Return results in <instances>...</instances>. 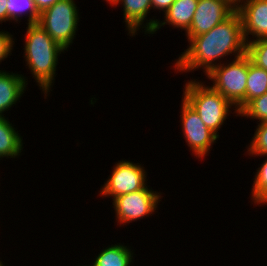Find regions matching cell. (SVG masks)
Wrapping results in <instances>:
<instances>
[{"instance_id":"9","label":"cell","mask_w":267,"mask_h":266,"mask_svg":"<svg viewBox=\"0 0 267 266\" xmlns=\"http://www.w3.org/2000/svg\"><path fill=\"white\" fill-rule=\"evenodd\" d=\"M236 6L230 0H198V5L186 37H194L210 31L228 18Z\"/></svg>"},{"instance_id":"16","label":"cell","mask_w":267,"mask_h":266,"mask_svg":"<svg viewBox=\"0 0 267 266\" xmlns=\"http://www.w3.org/2000/svg\"><path fill=\"white\" fill-rule=\"evenodd\" d=\"M25 16L26 24H35L39 22L40 12L33 0H8L7 3V21L20 23Z\"/></svg>"},{"instance_id":"17","label":"cell","mask_w":267,"mask_h":266,"mask_svg":"<svg viewBox=\"0 0 267 266\" xmlns=\"http://www.w3.org/2000/svg\"><path fill=\"white\" fill-rule=\"evenodd\" d=\"M265 93H267V70L257 67L248 56L246 104Z\"/></svg>"},{"instance_id":"11","label":"cell","mask_w":267,"mask_h":266,"mask_svg":"<svg viewBox=\"0 0 267 266\" xmlns=\"http://www.w3.org/2000/svg\"><path fill=\"white\" fill-rule=\"evenodd\" d=\"M120 4L123 8L122 15L126 24V31H128L127 35L132 38L138 35L140 29L145 35L154 30L159 19H155L153 16L151 19L147 18L150 10H152L151 0H114L110 6L116 8Z\"/></svg>"},{"instance_id":"4","label":"cell","mask_w":267,"mask_h":266,"mask_svg":"<svg viewBox=\"0 0 267 266\" xmlns=\"http://www.w3.org/2000/svg\"><path fill=\"white\" fill-rule=\"evenodd\" d=\"M225 61L212 68L205 76L211 87L221 93L239 112L246 105L248 55Z\"/></svg>"},{"instance_id":"3","label":"cell","mask_w":267,"mask_h":266,"mask_svg":"<svg viewBox=\"0 0 267 266\" xmlns=\"http://www.w3.org/2000/svg\"><path fill=\"white\" fill-rule=\"evenodd\" d=\"M183 87L182 98L199 114L203 123L218 138L220 137L218 131L225 124L229 114L233 113L235 114L233 116L238 117L237 109L221 93L207 86L205 81L192 78Z\"/></svg>"},{"instance_id":"14","label":"cell","mask_w":267,"mask_h":266,"mask_svg":"<svg viewBox=\"0 0 267 266\" xmlns=\"http://www.w3.org/2000/svg\"><path fill=\"white\" fill-rule=\"evenodd\" d=\"M14 126L8 117H0V161L2 158L21 157L24 148L23 137Z\"/></svg>"},{"instance_id":"28","label":"cell","mask_w":267,"mask_h":266,"mask_svg":"<svg viewBox=\"0 0 267 266\" xmlns=\"http://www.w3.org/2000/svg\"><path fill=\"white\" fill-rule=\"evenodd\" d=\"M0 266H5L1 260H0Z\"/></svg>"},{"instance_id":"27","label":"cell","mask_w":267,"mask_h":266,"mask_svg":"<svg viewBox=\"0 0 267 266\" xmlns=\"http://www.w3.org/2000/svg\"><path fill=\"white\" fill-rule=\"evenodd\" d=\"M106 1L109 5H111V3L114 1V0H104Z\"/></svg>"},{"instance_id":"2","label":"cell","mask_w":267,"mask_h":266,"mask_svg":"<svg viewBox=\"0 0 267 266\" xmlns=\"http://www.w3.org/2000/svg\"><path fill=\"white\" fill-rule=\"evenodd\" d=\"M24 35V55L25 63L35 79L37 86L44 94V99L53 90L56 69L58 68V58L60 54L66 53L65 49L56 43L52 37L40 26V24H27Z\"/></svg>"},{"instance_id":"19","label":"cell","mask_w":267,"mask_h":266,"mask_svg":"<svg viewBox=\"0 0 267 266\" xmlns=\"http://www.w3.org/2000/svg\"><path fill=\"white\" fill-rule=\"evenodd\" d=\"M238 116L257 120V123L267 121V93L249 101L239 111Z\"/></svg>"},{"instance_id":"24","label":"cell","mask_w":267,"mask_h":266,"mask_svg":"<svg viewBox=\"0 0 267 266\" xmlns=\"http://www.w3.org/2000/svg\"><path fill=\"white\" fill-rule=\"evenodd\" d=\"M33 1L35 2L38 11L41 13L42 11L51 7L60 0H33Z\"/></svg>"},{"instance_id":"23","label":"cell","mask_w":267,"mask_h":266,"mask_svg":"<svg viewBox=\"0 0 267 266\" xmlns=\"http://www.w3.org/2000/svg\"><path fill=\"white\" fill-rule=\"evenodd\" d=\"M175 0H151V7L153 10L164 13L170 8Z\"/></svg>"},{"instance_id":"6","label":"cell","mask_w":267,"mask_h":266,"mask_svg":"<svg viewBox=\"0 0 267 266\" xmlns=\"http://www.w3.org/2000/svg\"><path fill=\"white\" fill-rule=\"evenodd\" d=\"M149 186L147 185L137 192L123 194L112 200L117 225L123 226L126 223L129 225L157 212L163 196L161 192L154 191Z\"/></svg>"},{"instance_id":"15","label":"cell","mask_w":267,"mask_h":266,"mask_svg":"<svg viewBox=\"0 0 267 266\" xmlns=\"http://www.w3.org/2000/svg\"><path fill=\"white\" fill-rule=\"evenodd\" d=\"M131 247L124 243L108 245L103 248L98 255L91 261L92 266H132L134 264V254Z\"/></svg>"},{"instance_id":"22","label":"cell","mask_w":267,"mask_h":266,"mask_svg":"<svg viewBox=\"0 0 267 266\" xmlns=\"http://www.w3.org/2000/svg\"><path fill=\"white\" fill-rule=\"evenodd\" d=\"M8 31H0V64L5 61L8 56H11L15 44V38Z\"/></svg>"},{"instance_id":"20","label":"cell","mask_w":267,"mask_h":266,"mask_svg":"<svg viewBox=\"0 0 267 266\" xmlns=\"http://www.w3.org/2000/svg\"><path fill=\"white\" fill-rule=\"evenodd\" d=\"M257 124L250 144L246 148L248 156L258 157L267 155V121Z\"/></svg>"},{"instance_id":"1","label":"cell","mask_w":267,"mask_h":266,"mask_svg":"<svg viewBox=\"0 0 267 266\" xmlns=\"http://www.w3.org/2000/svg\"><path fill=\"white\" fill-rule=\"evenodd\" d=\"M186 39L188 48L174 61L173 70L176 73L203 69L206 75L212 68L222 64L224 59L227 60L229 55L235 59L246 54L247 44L237 10L210 31Z\"/></svg>"},{"instance_id":"21","label":"cell","mask_w":267,"mask_h":266,"mask_svg":"<svg viewBox=\"0 0 267 266\" xmlns=\"http://www.w3.org/2000/svg\"><path fill=\"white\" fill-rule=\"evenodd\" d=\"M246 54L257 67L267 70V38L247 43Z\"/></svg>"},{"instance_id":"29","label":"cell","mask_w":267,"mask_h":266,"mask_svg":"<svg viewBox=\"0 0 267 266\" xmlns=\"http://www.w3.org/2000/svg\"><path fill=\"white\" fill-rule=\"evenodd\" d=\"M78 266H81V265H78ZM82 266H92V265H91V263H90V265H89V264H88V265H87V264H86V265H83V264H82Z\"/></svg>"},{"instance_id":"10","label":"cell","mask_w":267,"mask_h":266,"mask_svg":"<svg viewBox=\"0 0 267 266\" xmlns=\"http://www.w3.org/2000/svg\"><path fill=\"white\" fill-rule=\"evenodd\" d=\"M236 10L241 17L246 44L267 38V0H243Z\"/></svg>"},{"instance_id":"26","label":"cell","mask_w":267,"mask_h":266,"mask_svg":"<svg viewBox=\"0 0 267 266\" xmlns=\"http://www.w3.org/2000/svg\"><path fill=\"white\" fill-rule=\"evenodd\" d=\"M235 6H237L243 0H230Z\"/></svg>"},{"instance_id":"7","label":"cell","mask_w":267,"mask_h":266,"mask_svg":"<svg viewBox=\"0 0 267 266\" xmlns=\"http://www.w3.org/2000/svg\"><path fill=\"white\" fill-rule=\"evenodd\" d=\"M112 168L110 176L101 185L98 196L102 198L110 197L113 200L123 194L140 191L148 185V173L142 163L122 159Z\"/></svg>"},{"instance_id":"5","label":"cell","mask_w":267,"mask_h":266,"mask_svg":"<svg viewBox=\"0 0 267 266\" xmlns=\"http://www.w3.org/2000/svg\"><path fill=\"white\" fill-rule=\"evenodd\" d=\"M75 0H60L40 13L38 24L68 51L76 38L80 15Z\"/></svg>"},{"instance_id":"18","label":"cell","mask_w":267,"mask_h":266,"mask_svg":"<svg viewBox=\"0 0 267 266\" xmlns=\"http://www.w3.org/2000/svg\"><path fill=\"white\" fill-rule=\"evenodd\" d=\"M259 157L266 158L256 170L250 198L256 206H264L267 205V155Z\"/></svg>"},{"instance_id":"13","label":"cell","mask_w":267,"mask_h":266,"mask_svg":"<svg viewBox=\"0 0 267 266\" xmlns=\"http://www.w3.org/2000/svg\"><path fill=\"white\" fill-rule=\"evenodd\" d=\"M197 5L198 0H175L170 8L163 13L165 19L162 21L159 19L154 30L148 36L156 34L164 25H172V29L179 28L178 30L182 29L186 32L190 28Z\"/></svg>"},{"instance_id":"25","label":"cell","mask_w":267,"mask_h":266,"mask_svg":"<svg viewBox=\"0 0 267 266\" xmlns=\"http://www.w3.org/2000/svg\"><path fill=\"white\" fill-rule=\"evenodd\" d=\"M7 3L8 0H0V24L7 21Z\"/></svg>"},{"instance_id":"12","label":"cell","mask_w":267,"mask_h":266,"mask_svg":"<svg viewBox=\"0 0 267 266\" xmlns=\"http://www.w3.org/2000/svg\"><path fill=\"white\" fill-rule=\"evenodd\" d=\"M0 70V117L11 110L21 99L28 87V78L22 74Z\"/></svg>"},{"instance_id":"8","label":"cell","mask_w":267,"mask_h":266,"mask_svg":"<svg viewBox=\"0 0 267 266\" xmlns=\"http://www.w3.org/2000/svg\"><path fill=\"white\" fill-rule=\"evenodd\" d=\"M180 122L183 137L187 146L197 159L209 156L210 149L218 141V137L211 132L200 119L199 114L182 98Z\"/></svg>"}]
</instances>
